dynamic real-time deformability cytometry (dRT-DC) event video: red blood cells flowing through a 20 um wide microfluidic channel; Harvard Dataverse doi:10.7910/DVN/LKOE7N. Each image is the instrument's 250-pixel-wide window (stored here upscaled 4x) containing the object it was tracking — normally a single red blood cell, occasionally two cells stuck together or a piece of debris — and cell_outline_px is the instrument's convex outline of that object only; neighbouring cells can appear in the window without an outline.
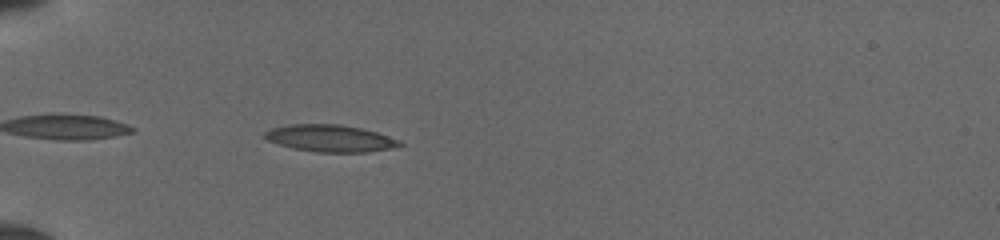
{"species": "common noctule bat (a hibernating species)", "species_latin": "Nyctalus noctula", "temperature_condition": "cold", "stored_images_in_passage": 34, "camera_frame_rate_fps": 3000, "um_per_image_px": 0.085, "animal": {"sex": "female", "body_mass_g": 19.5, "forearm_length_mm": 54.1}, "frame": {"image": 1, "passage_image": 3, "time_ms": 0.667, "image_size_px": [1000, 240], "cell_outline_px": [[404, 144], [388, 148], [364, 152], [316, 152], [292, 148], [268, 140], [264, 136], [264, 132], [272, 128], [288, 124], [340, 124], [360, 128], [376, 132], [400, 140]], "centroid_in_image_um": [28.04, 11.75], "position_along_channel_um": 57.0, "area_um2": 20.98}}
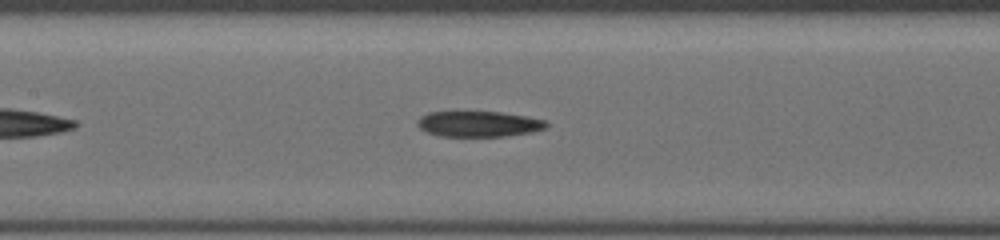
{"frame": {"image": 2, "passage_image": 12, "time_ms": 3.667, "image_size_px": [1000, 240], "cell_outline_px": [[548, 124], [544, 128], [532, 132], [504, 136], [440, 136], [428, 132], [420, 128], [416, 124], [416, 120], [420, 116], [428, 112], [500, 112], [528, 116], [544, 120]], "centroid_in_image_um": [40.66, 10.53], "position_along_channel_um": 166.7, "area_um2": 19.19}}
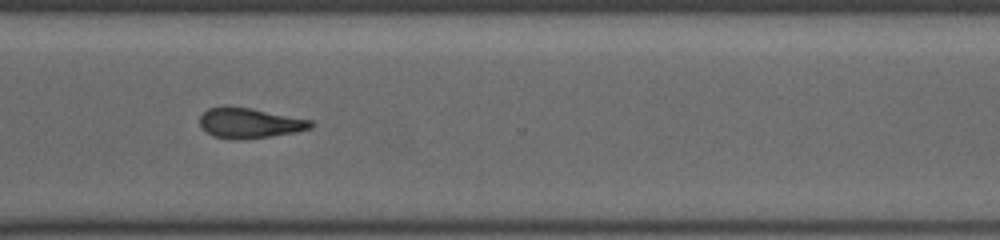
{"frame": {"image": 3, "passage_image": 25, "time_ms": 8.0, "image_size_px": [1000, 240], "cell_outline_px": [[316, 124], [312, 128], [296, 132], [244, 140], [232, 140], [212, 136], [200, 124], [200, 116], [208, 108], [224, 104], [252, 108], [312, 120]], "centroid_in_image_um": [21.22, 10.44], "position_along_channel_um": 349.4, "area_um2": 20.0}}